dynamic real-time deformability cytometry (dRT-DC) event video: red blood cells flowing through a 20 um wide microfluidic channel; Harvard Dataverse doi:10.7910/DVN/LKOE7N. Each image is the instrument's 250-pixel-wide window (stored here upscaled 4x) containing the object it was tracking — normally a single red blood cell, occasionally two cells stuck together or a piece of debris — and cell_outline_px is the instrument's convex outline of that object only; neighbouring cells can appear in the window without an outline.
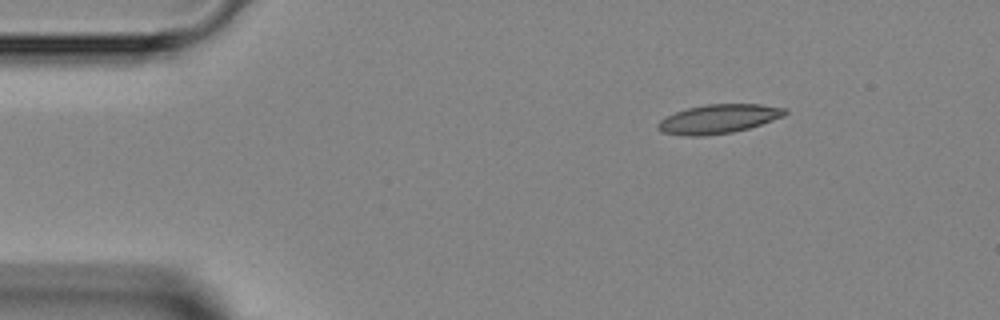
{"species": "Egyptian fruit bat (a non-hibernating species)", "species_latin": "Rousettus aegyptiacus", "temperature_condition": "room temperature", "stored_images_in_passage": 4, "camera_frame_rate_fps": 3000, "um_per_image_px": 0.085, "animal": {"sex": "female"}, "frame": {"image": 1, "passage_image": 4, "time_ms": 4.333, "image_size_px": [1000, 320], "cell_outline_px": [[788, 112], [784, 116], [748, 128], [732, 132], [704, 136], [680, 136], [660, 132], [656, 124], [664, 116], [688, 108], [708, 104], [760, 104], [788, 108]], "centroid_in_image_um": [61.04, 10.11], "position_along_channel_um": 24.0, "area_um2": 21.62}}